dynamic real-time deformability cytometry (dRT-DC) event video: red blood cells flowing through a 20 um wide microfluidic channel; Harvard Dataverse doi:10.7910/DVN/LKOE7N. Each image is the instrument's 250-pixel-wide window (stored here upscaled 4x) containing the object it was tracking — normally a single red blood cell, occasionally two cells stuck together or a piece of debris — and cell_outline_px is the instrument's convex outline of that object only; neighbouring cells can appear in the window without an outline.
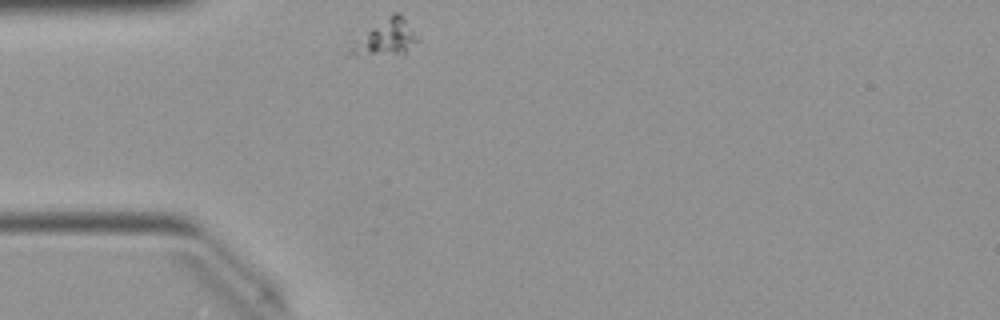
{"species": "Egyptian fruit bat (a non-hibernating species)", "species_latin": "Rousettus aegyptiacus", "temperature_condition": "warm", "stored_images_in_passage": 19, "camera_frame_rate_fps": 3000, "um_per_image_px": 0.085, "animal": {"sex": "female"}, "frame": {"image": 1, "passage_image": 1, "time_ms": 0.0, "image_size_px": [1000, 320], "cell_outline_px": [[420, 40], [404, 56], [344, 56], [352, 40], [392, 12], [400, 12], [420, 36]], "centroid_in_image_um": [32.77, 3.26], "position_along_channel_um": 52.2, "area_um2": 15.37}}
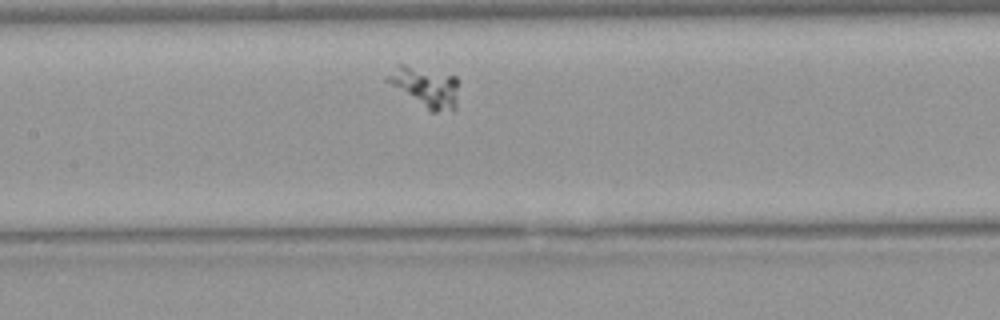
{"frame": {"image": 2, "passage_image": 11, "time_ms": 3.333, "image_size_px": [1000, 320], "cell_outline_px": [[460, 80], [456, 108], [452, 112], [432, 112], [384, 80], [384, 76], [400, 64], [404, 64], [456, 76]], "centroid_in_image_um": [36.23, 7.4], "position_along_channel_um": 171.2, "area_um2": 16.88}}
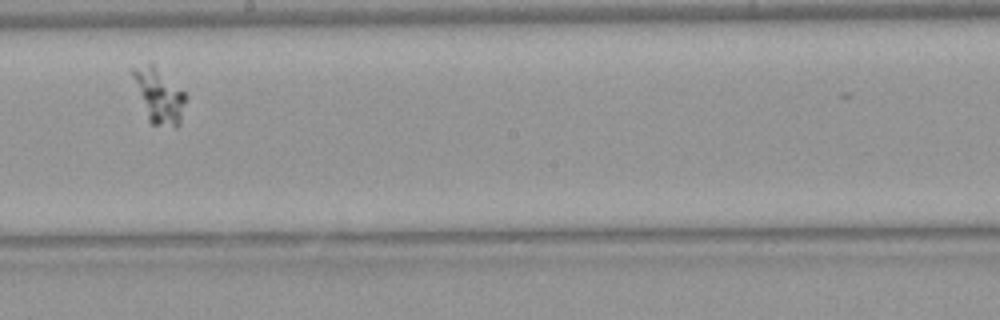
{"frame": {"image": 3, "passage_image": 16, "time_ms": 5.0, "image_size_px": [1000, 320], "cell_outline_px": [[188, 96], [180, 124], [176, 128], [152, 124], [148, 120], [128, 68], [148, 64], [152, 64], [184, 92]], "centroid_in_image_um": [13.51, 8.16], "position_along_channel_um": 234.7, "area_um2": 16.82}}